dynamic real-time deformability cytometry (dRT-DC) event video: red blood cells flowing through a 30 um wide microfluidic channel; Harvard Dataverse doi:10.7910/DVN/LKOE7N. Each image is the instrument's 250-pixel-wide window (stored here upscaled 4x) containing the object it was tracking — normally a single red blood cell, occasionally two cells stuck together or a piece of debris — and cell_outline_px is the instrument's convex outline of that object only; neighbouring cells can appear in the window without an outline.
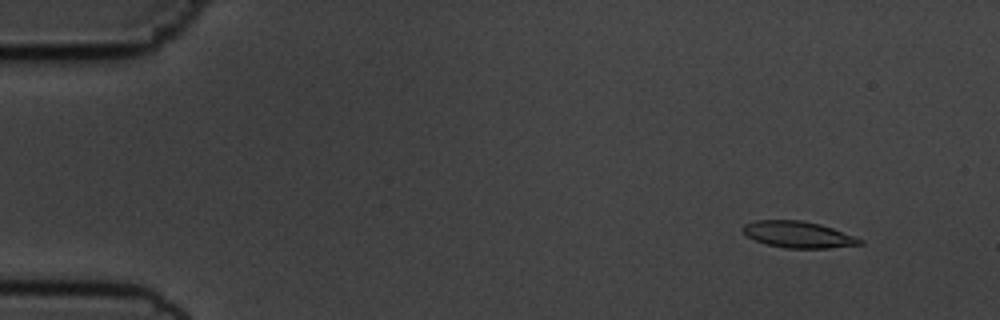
{"species": "common noctule bat (a hibernating species)", "species_latin": "Nyctalus noctula", "temperature_condition": "cold", "stored_images_in_passage": 16, "camera_frame_rate_fps": 3000, "um_per_image_px": 0.085, "animal": {"sex": "male", "body_mass_g": 19.5, "forearm_length_mm": 54.6}, "frame": {"image": 1, "passage_image": 6, "time_ms": 1.667, "image_size_px": [1000, 320], "cell_outline_px": [[864, 244], [828, 248], [784, 248], [764, 244], [748, 236], [740, 228], [744, 224], [756, 220], [800, 220], [820, 224], [832, 228], [864, 240]], "centroid_in_image_um": [67.83, 19.94], "position_along_channel_um": 17.2, "area_um2": 18.03}}